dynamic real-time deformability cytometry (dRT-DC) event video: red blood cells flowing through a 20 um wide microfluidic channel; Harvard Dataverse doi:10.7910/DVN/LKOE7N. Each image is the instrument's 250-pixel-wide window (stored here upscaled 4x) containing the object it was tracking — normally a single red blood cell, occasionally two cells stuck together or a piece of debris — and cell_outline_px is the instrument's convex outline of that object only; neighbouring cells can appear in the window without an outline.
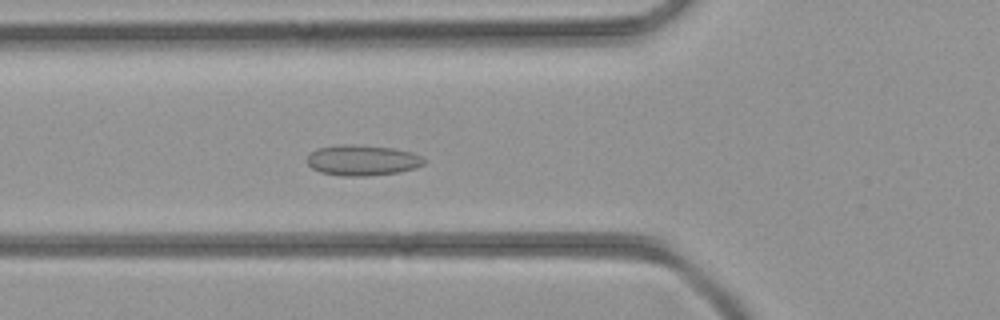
{"species": "common noctule bat (a hibernating species)", "species_latin": "Nyctalus noctula", "temperature_condition": "room temperature", "stored_images_in_passage": 37, "camera_frame_rate_fps": 3000, "um_per_image_px": 0.085, "animal": {"sex": "female", "body_mass_g": 21.9}, "frame": {"image": 1, "passage_image": 9, "time_ms": 2.667, "image_size_px": [1000, 320], "cell_outline_px": [[424, 164], [416, 168], [400, 172], [368, 176], [340, 176], [320, 172], [312, 168], [308, 164], [308, 156], [316, 148], [340, 144], [352, 144], [392, 148], [412, 152], [420, 156], [424, 160]], "centroid_in_image_um": [30.79, 13.63], "position_along_channel_um": 95.0, "area_um2": 20.92}}
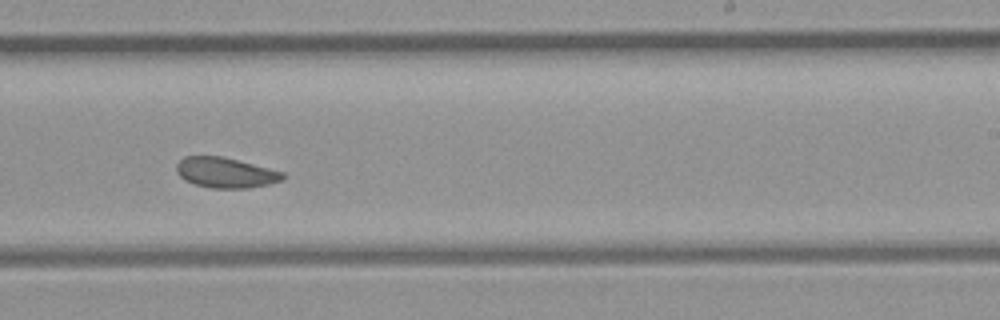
{"frame": {"image": 2, "passage_image": 20, "time_ms": 6.333, "image_size_px": [1000, 320], "cell_outline_px": [[284, 180], [268, 184], [248, 188], [212, 188], [192, 184], [184, 180], [176, 172], [176, 164], [184, 156], [224, 156], [284, 172]], "centroid_in_image_um": [19.15, 14.67], "position_along_channel_um": 269.8, "area_um2": 18.96}}
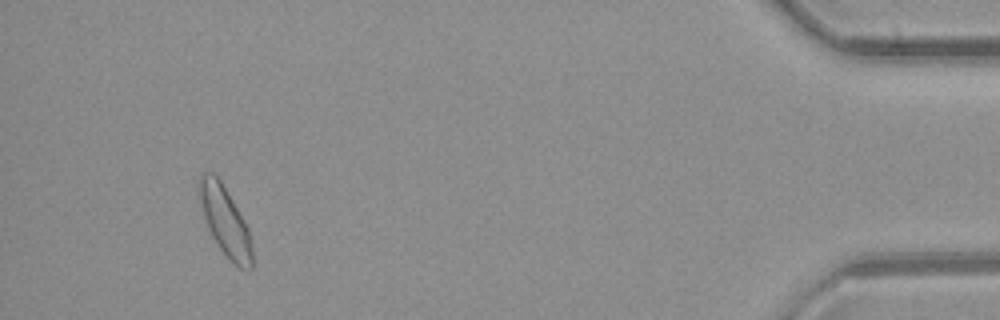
{"frame": {"image": 3, "passage_image": 34, "time_ms": 11.0, "image_size_px": [1000, 320], "cell_outline_px": [[252, 268], [248, 272], [240, 268], [216, 244], [208, 228], [196, 192], [196, 184], [200, 172], [212, 172], [220, 180], [244, 220], [248, 228], [252, 248]], "centroid_in_image_um": [19.08, 18.73], "position_along_channel_um": 416.1, "area_um2": 21.39}}